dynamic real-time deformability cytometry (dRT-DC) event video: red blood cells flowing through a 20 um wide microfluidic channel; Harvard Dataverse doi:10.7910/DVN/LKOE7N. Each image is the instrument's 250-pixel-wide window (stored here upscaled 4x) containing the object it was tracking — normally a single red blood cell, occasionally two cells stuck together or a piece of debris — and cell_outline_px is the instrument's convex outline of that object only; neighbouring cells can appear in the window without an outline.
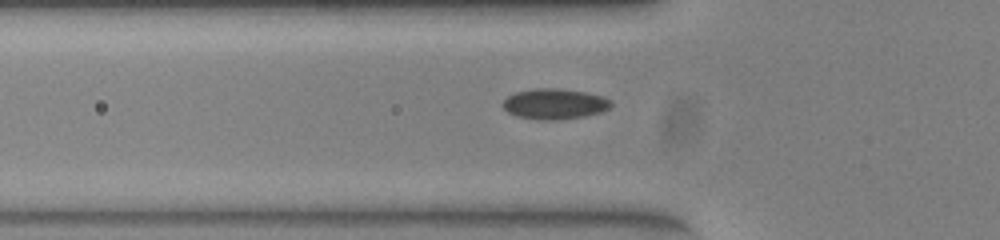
{"species": "common noctule bat (a hibernating species)", "species_latin": "Nyctalus noctula", "temperature_condition": "warm", "stored_images_in_passage": 34, "camera_frame_rate_fps": 3000, "um_per_image_px": 0.085, "animal": {"sex": "female", "body_mass_g": 23.0, "forearm_length_mm": 53.4}, "frame": {"image": 1, "passage_image": 4, "time_ms": 1.0, "image_size_px": [1000, 240], "cell_outline_px": [[612, 104], [608, 108], [600, 112], [584, 116], [556, 120], [540, 120], [516, 116], [508, 112], [500, 104], [508, 96], [516, 92], [536, 88], [560, 88], [584, 92], [604, 96], [612, 100]], "centroid_in_image_um": [47.13, 8.83], "position_along_channel_um": 78.7, "area_um2": 19.31}}
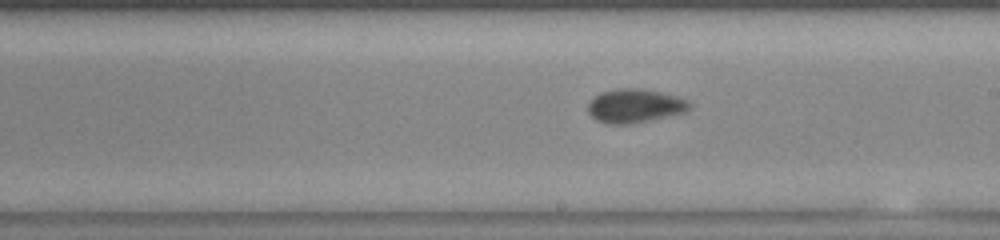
{"frame": {"image": 2, "passage_image": 16, "time_ms": 5.0, "image_size_px": [1000, 240], "cell_outline_px": [[692, 108], [684, 112], [632, 124], [604, 124], [596, 120], [588, 112], [588, 104], [600, 92], [620, 88], [636, 88], [660, 92], [680, 96], [688, 100], [692, 104]], "centroid_in_image_um": [53.98, 9.0], "position_along_channel_um": 235.0, "area_um2": 20.06}}
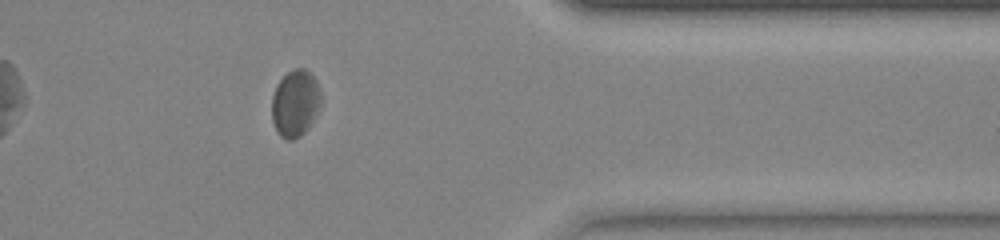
{"frame": {"image": 3, "passage_image": 29, "time_ms": 9.333, "image_size_px": [1000, 240], "cell_outline_px": [[320, 108], [316, 116], [304, 132], [300, 136], [292, 140], [288, 140], [280, 136], [276, 132], [272, 120], [272, 96], [276, 84], [288, 72], [296, 68], [304, 68], [316, 80], [320, 92]], "centroid_in_image_um": [25.08, 8.8], "position_along_channel_um": 386.3, "area_um2": 19.13}}